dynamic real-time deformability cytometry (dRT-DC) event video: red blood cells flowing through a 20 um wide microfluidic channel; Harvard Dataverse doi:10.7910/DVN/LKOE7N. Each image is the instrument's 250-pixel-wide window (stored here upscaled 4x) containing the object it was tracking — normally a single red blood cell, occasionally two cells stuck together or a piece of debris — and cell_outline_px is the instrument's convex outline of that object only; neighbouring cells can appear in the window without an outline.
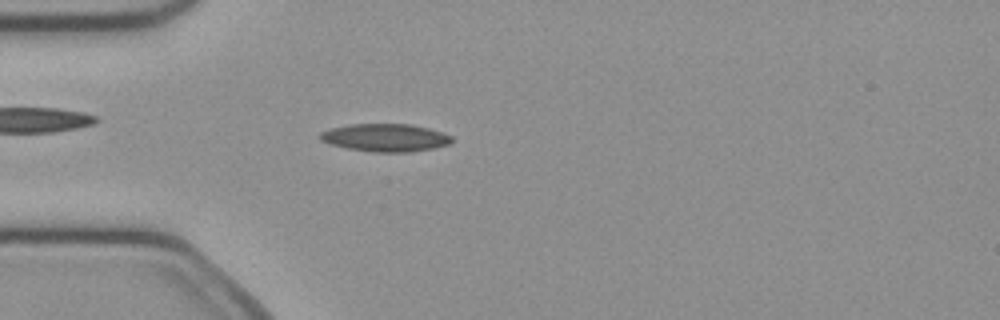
{"species": "common noctule bat (a hibernating species)", "species_latin": "Nyctalus noctula", "temperature_condition": "cold", "stored_images_in_passage": 49, "camera_frame_rate_fps": 3000, "um_per_image_px": 0.085, "animal": {"sex": "female", "body_mass_g": 21.9}, "frame": {"image": 1, "passage_image": 13, "time_ms": 4.0, "image_size_px": [1000, 320], "cell_outline_px": [[452, 140], [448, 144], [432, 148], [408, 152], [376, 152], [348, 148], [332, 144], [320, 140], [320, 132], [332, 128], [352, 124], [412, 124], [428, 128], [452, 136]], "centroid_in_image_um": [32.75, 11.69], "position_along_channel_um": 52.2, "area_um2": 20.98}}
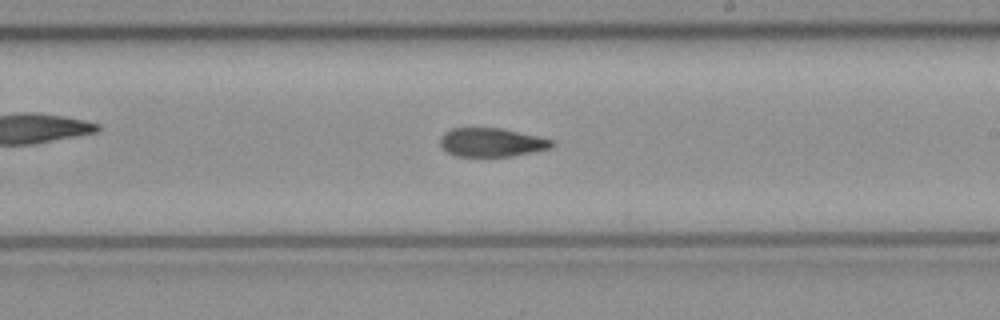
{"frame": {"image": 2, "passage_image": 28, "time_ms": 9.0, "image_size_px": [1000, 320], "cell_outline_px": [[556, 144], [552, 148], [512, 156], [456, 156], [448, 152], [440, 144], [440, 136], [444, 132], [452, 128], [500, 128], [536, 136], [552, 140]], "centroid_in_image_um": [41.78, 12.1], "position_along_channel_um": 247.2, "area_um2": 18.55}}
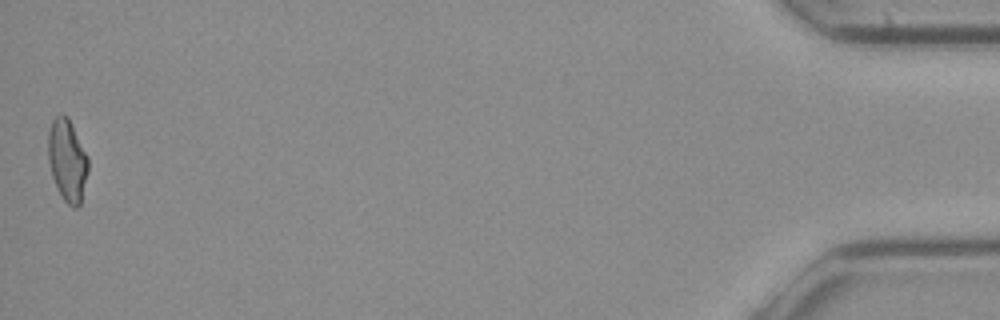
{"frame": {"image": 3, "passage_image": 49, "time_ms": 16.0, "image_size_px": [1000, 320], "cell_outline_px": [[88, 172], [80, 204], [76, 208], [72, 208], [64, 200], [52, 176], [48, 160], [48, 132], [52, 120], [56, 116], [68, 116], [88, 156]], "centroid_in_image_um": [5.73, 13.62], "position_along_channel_um": 429.5, "area_um2": 19.02}, "authors_computed_cell_mechanics": {"area_um2": 19.4208, "velocity_mm_per_s": 4.0476, "shape_relaxation_time_tau1_ms": 5.4877, "shape_relaxation_time_tau2_ms": 2.8353, "deformation_change_tau1": 0.1664, "deformation_change_tau2": 0.1032}}